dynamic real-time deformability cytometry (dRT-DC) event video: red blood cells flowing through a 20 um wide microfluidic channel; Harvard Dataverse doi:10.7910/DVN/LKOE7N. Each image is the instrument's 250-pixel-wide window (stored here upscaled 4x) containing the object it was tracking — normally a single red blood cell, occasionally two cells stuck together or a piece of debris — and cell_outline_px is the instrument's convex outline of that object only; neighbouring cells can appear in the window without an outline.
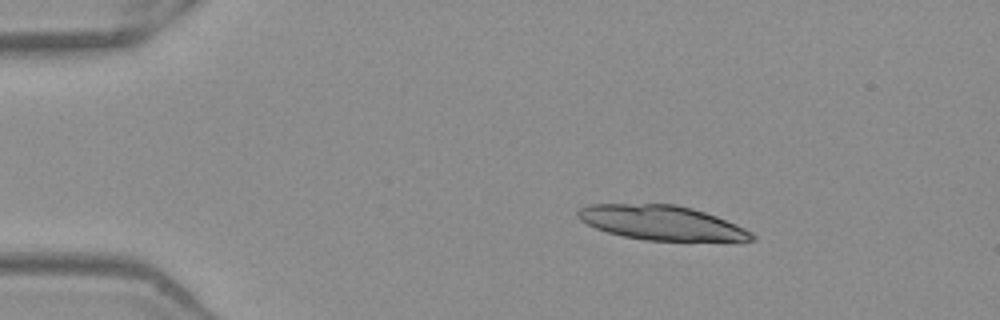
{"species": "Egyptian fruit bat (a non-hibernating species)", "species_latin": "Rousettus aegyptiacus", "temperature_condition": "warm", "stored_images_in_passage": 43, "camera_frame_rate_fps": 3000, "um_per_image_px": 0.085, "frame": {"image": 1, "passage_image": 1, "time_ms": 0.0, "image_size_px": [1000, 320], "cell_outline_px": [[756, 240], [644, 240], [624, 236], [608, 232], [596, 228], [580, 220], [576, 216], [576, 212], [580, 208], [588, 204], [676, 204], [692, 208], [716, 216], [736, 224], [752, 232], [756, 236]], "centroid_in_image_um": [56.2, 18.92], "position_along_channel_um": 28.8, "area_um2": 34.62}}
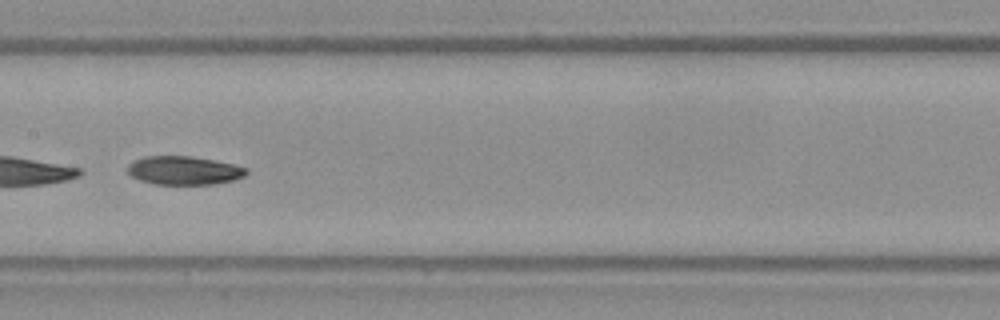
{"frame": {"image": 2, "passage_image": 19, "time_ms": 6.0, "image_size_px": [1000, 320], "cell_outline_px": [[248, 172], [244, 176], [232, 180], [216, 184], [152, 184], [140, 180], [132, 176], [128, 172], [128, 164], [132, 160], [144, 156], [192, 156], [232, 164], [248, 168]], "centroid_in_image_um": [15.61, 14.48], "position_along_channel_um": 191.8, "area_um2": 19.77}}
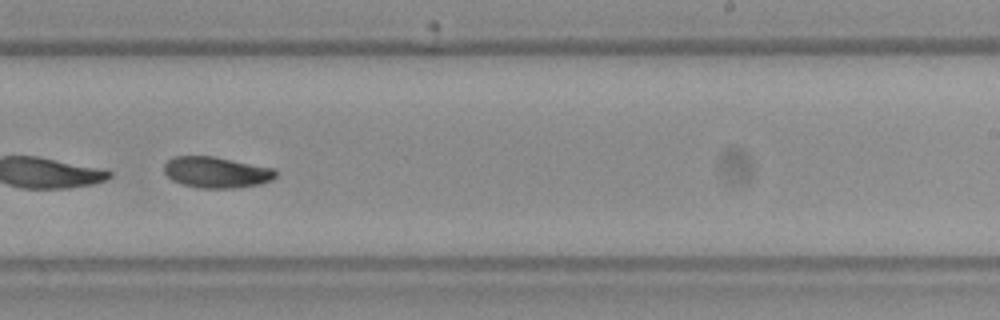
{"frame": {"image": 3, "passage_image": 25, "time_ms": 8.0, "image_size_px": [1000, 320], "cell_outline_px": [[276, 176], [272, 180], [260, 184], [232, 188], [200, 188], [184, 184], [172, 180], [164, 172], [164, 164], [172, 156], [212, 156], [272, 168], [276, 172]], "centroid_in_image_um": [18.36, 14.64], "position_along_channel_um": 270.6, "area_um2": 20.0}, "authors_computed_cell_mechanics": {"area_um2": 21.386, "velocity_mm_per_s": 3.9555, "shape_relaxation_time_tau1_ms": 7.2615, "shape_relaxation_time_tau2_ms": null, "deformation_change_tau1": 0.1492, "deformation_change_tau2": null}}